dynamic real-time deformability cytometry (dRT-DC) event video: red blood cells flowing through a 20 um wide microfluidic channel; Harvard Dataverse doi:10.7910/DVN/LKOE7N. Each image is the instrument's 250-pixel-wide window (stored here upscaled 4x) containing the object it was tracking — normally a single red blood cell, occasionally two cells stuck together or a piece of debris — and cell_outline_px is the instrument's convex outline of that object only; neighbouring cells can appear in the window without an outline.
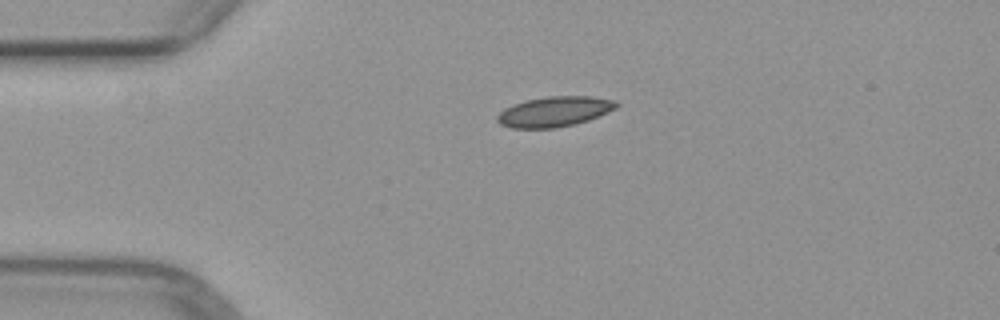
{"species": "common noctule bat (a hibernating species)", "species_latin": "Nyctalus noctula", "temperature_condition": "warm", "stored_images_in_passage": 1, "camera_frame_rate_fps": 3000, "um_per_image_px": 0.085, "animal": {"sex": "female", "body_mass_g": 29.2, "forearm_length_mm": 56.3}, "frame": {"image": 1, "passage_image": 1, "time_ms": 0.0, "image_size_px": [1000, 320], "cell_outline_px": [[620, 104], [616, 108], [608, 112], [588, 120], [576, 124], [556, 128], [512, 128], [500, 124], [496, 120], [496, 116], [504, 108], [512, 104], [524, 100], [548, 96], [592, 96], [616, 100]], "centroid_in_image_um": [47.12, 9.48], "position_along_channel_um": 37.9, "area_um2": 21.21}}